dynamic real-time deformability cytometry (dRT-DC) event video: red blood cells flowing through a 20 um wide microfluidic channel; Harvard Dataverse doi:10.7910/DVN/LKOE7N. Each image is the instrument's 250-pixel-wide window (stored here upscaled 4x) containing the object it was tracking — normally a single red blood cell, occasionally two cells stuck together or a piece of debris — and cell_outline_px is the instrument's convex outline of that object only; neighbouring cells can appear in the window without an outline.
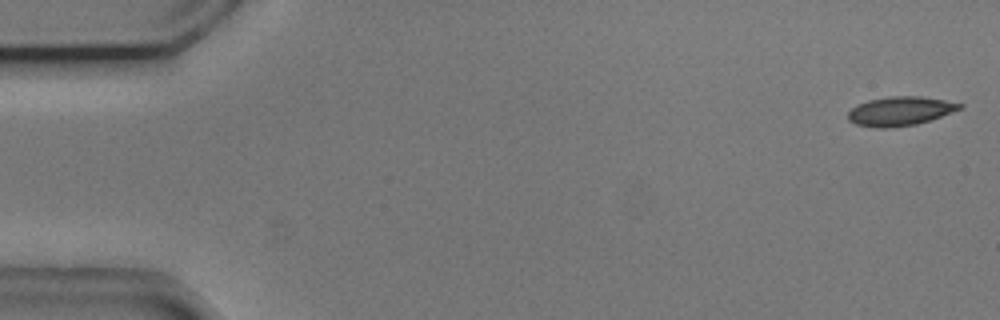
{"species": "common noctule bat (a hibernating species)", "species_latin": "Nyctalus noctula", "temperature_condition": "cold", "stored_images_in_passage": 54, "camera_frame_rate_fps": 3000, "um_per_image_px": 0.085, "animal": {"sex": "male", "body_mass_g": 20.5, "forearm_length_mm": 52.5}, "frame": {"image": 1, "passage_image": 1, "time_ms": 0.0, "image_size_px": [1000, 320], "cell_outline_px": [[964, 108], [916, 124], [884, 128], [876, 128], [856, 124], [848, 120], [848, 112], [852, 108], [868, 100], [888, 96], [920, 96], [944, 100], [964, 104]], "centroid_in_image_um": [76.51, 9.44], "position_along_channel_um": 8.5, "area_um2": 18.73}}
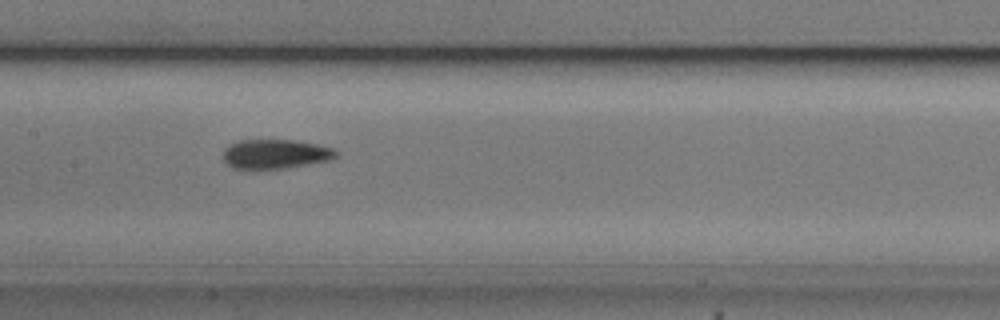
{"frame": {"image": 2, "passage_image": 26, "time_ms": 8.333, "image_size_px": [1000, 320], "cell_outline_px": [[340, 152], [336, 156], [328, 160], [288, 168], [232, 168], [224, 160], [224, 148], [240, 140], [296, 140], [316, 144], [332, 148]], "centroid_in_image_um": [23.43, 13.08], "position_along_channel_um": 184.0, "area_um2": 19.07}}
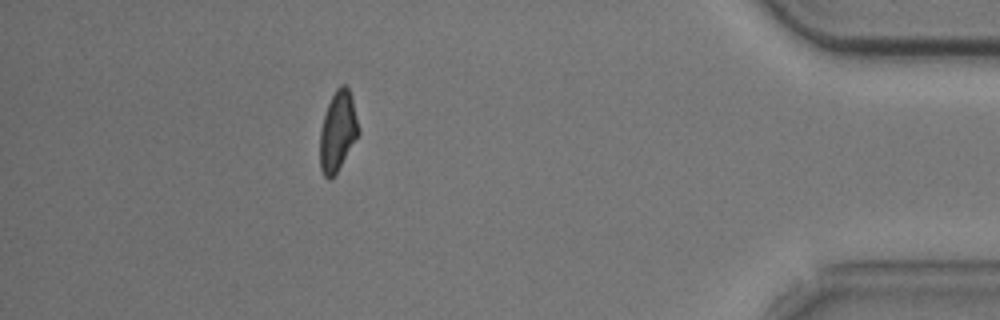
{"frame": {"image": 3, "passage_image": 48, "time_ms": 15.667, "image_size_px": [1000, 320], "cell_outline_px": [[360, 132], [336, 172], [328, 180], [324, 176], [320, 168], [320, 132], [324, 116], [328, 104], [336, 88], [340, 84], [344, 84], [348, 88], [352, 96]], "centroid_in_image_um": [28.71, 11.12], "position_along_channel_um": 406.5, "area_um2": 17.69}, "authors_computed_cell_mechanics": {"area_um2": 18.9584, "velocity_mm_per_s": 3.7116, "shape_relaxation_time_tau1_ms": 3.7139, "shape_relaxation_time_tau2_ms": 3.5509, "deformation_change_tau1": 0.1416, "deformation_change_tau2": 0.1079}}